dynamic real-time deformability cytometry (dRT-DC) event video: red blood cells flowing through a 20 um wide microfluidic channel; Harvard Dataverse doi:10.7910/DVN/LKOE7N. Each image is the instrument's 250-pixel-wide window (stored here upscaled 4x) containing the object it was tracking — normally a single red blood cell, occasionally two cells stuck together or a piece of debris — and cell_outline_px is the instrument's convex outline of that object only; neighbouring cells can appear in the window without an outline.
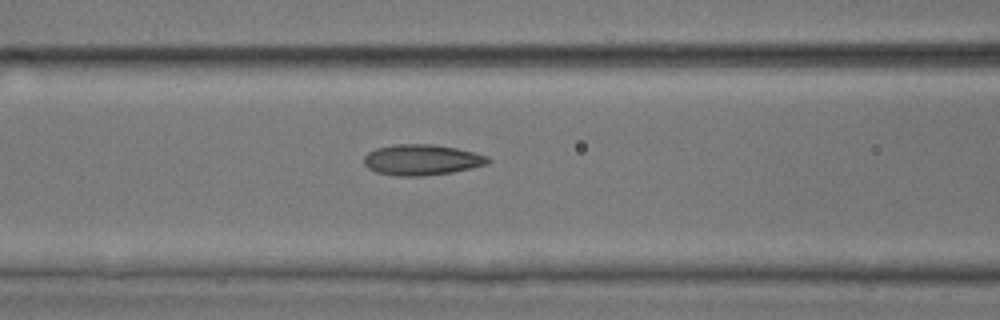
{"species": "common noctule bat (a hibernating species)", "species_latin": "Nyctalus noctula", "temperature_condition": "room temperature", "stored_images_in_passage": 6, "camera_frame_rate_fps": 3000, "um_per_image_px": 0.085, "animal": {"sex": "male", "body_mass_g": 17.9, "forearm_length_mm": 54.2}, "frame": {"image": 1, "passage_image": 6, "time_ms": 1.667, "image_size_px": [1000, 320], "cell_outline_px": [[492, 160], [488, 164], [472, 168], [452, 172], [424, 176], [396, 176], [376, 172], [368, 168], [364, 164], [364, 156], [368, 152], [376, 148], [392, 144], [432, 144], [456, 148], [488, 156]], "centroid_in_image_um": [35.84, 13.59], "position_along_channel_um": 130.8, "area_um2": 22.37}}